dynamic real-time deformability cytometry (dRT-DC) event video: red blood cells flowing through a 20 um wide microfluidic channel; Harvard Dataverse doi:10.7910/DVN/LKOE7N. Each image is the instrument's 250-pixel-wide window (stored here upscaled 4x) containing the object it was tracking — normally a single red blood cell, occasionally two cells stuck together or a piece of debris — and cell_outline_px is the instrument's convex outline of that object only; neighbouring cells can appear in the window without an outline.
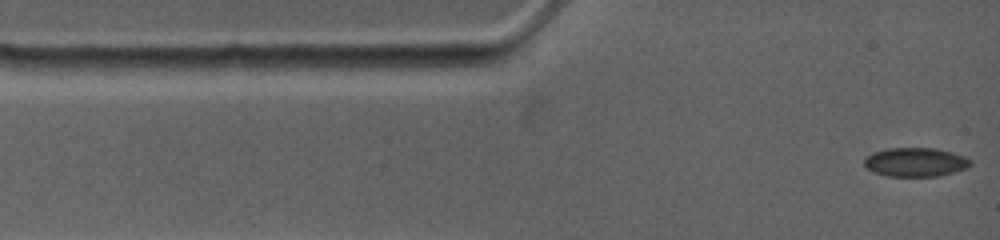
{"species": "common noctule bat (a hibernating species)", "species_latin": "Nyctalus noctula", "temperature_condition": "warm", "stored_images_in_passage": 19, "camera_frame_rate_fps": 4500, "um_per_image_px": 0.085, "animal": {"sex": "female", "body_mass_g": 19.0, "forearm_length_mm": 53.3}, "frame": {"image": 1, "passage_image": 1, "time_ms": 0.0, "image_size_px": [1000, 240], "cell_outline_px": [[972, 164], [968, 168], [936, 176], [888, 176], [872, 172], [864, 164], [864, 160], [872, 152], [888, 148], [936, 148], [952, 152], [964, 156], [972, 160]], "centroid_in_image_um": [77.83, 13.77], "position_along_channel_um": 7.2, "area_um2": 17.92}}
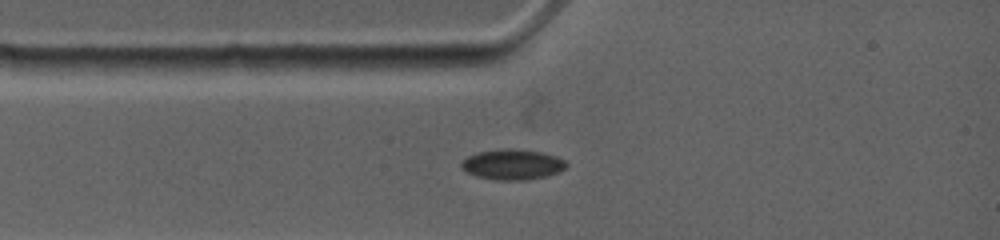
{"frame": {"image": 2, "passage_image": 10, "time_ms": 2.0, "image_size_px": [1000, 240], "cell_outline_px": [[568, 164], [564, 168], [556, 172], [544, 176], [524, 180], [496, 180], [476, 176], [468, 172], [460, 164], [468, 156], [476, 152], [504, 148], [508, 148], [540, 152], [556, 156], [564, 160]], "centroid_in_image_um": [43.54, 13.97], "position_along_channel_um": 41.5, "area_um2": 18.26}}
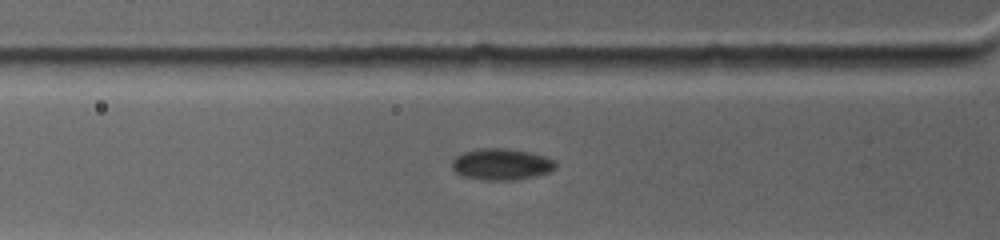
{"frame": {"image": 3, "passage_image": 15, "time_ms": 3.111, "image_size_px": [1000, 240], "cell_outline_px": [[556, 168], [548, 172], [536, 176], [512, 180], [484, 180], [464, 176], [456, 172], [452, 168], [452, 160], [456, 156], [464, 152], [480, 148], [508, 148], [532, 152], [556, 160]], "centroid_in_image_um": [42.64, 13.95], "position_along_channel_um": 83.2, "area_um2": 19.07}}